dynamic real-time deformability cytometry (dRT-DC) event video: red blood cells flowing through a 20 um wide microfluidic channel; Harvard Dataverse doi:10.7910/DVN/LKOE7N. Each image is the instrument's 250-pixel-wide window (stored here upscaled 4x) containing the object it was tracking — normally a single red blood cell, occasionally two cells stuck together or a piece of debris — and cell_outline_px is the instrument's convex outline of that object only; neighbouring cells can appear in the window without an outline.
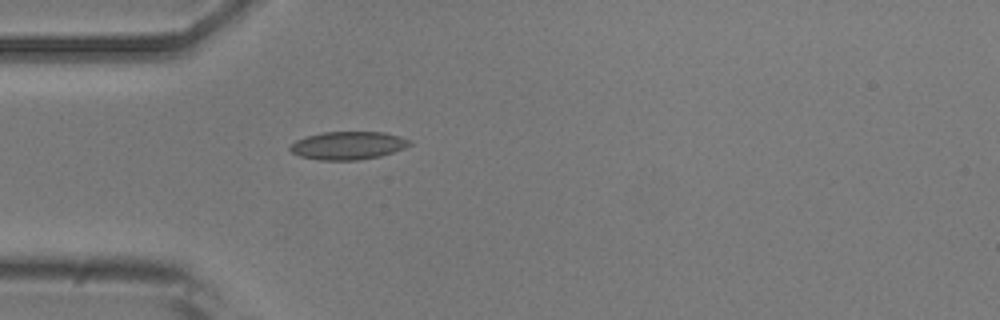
{"species": "common noctule bat (a hibernating species)", "species_latin": "Nyctalus noctula", "temperature_condition": "room temperature", "stored_images_in_passage": 1, "camera_frame_rate_fps": 3000, "um_per_image_px": 0.085, "animal": {"sex": "male", "body_mass_g": 20.5, "forearm_length_mm": 52.5}, "frame": {"image": 1, "passage_image": 1, "time_ms": 0.0, "image_size_px": [1000, 320], "cell_outline_px": [[412, 144], [404, 148], [380, 156], [356, 160], [320, 160], [300, 156], [292, 152], [288, 148], [296, 140], [308, 136], [324, 132], [384, 132], [400, 136], [408, 140]], "centroid_in_image_um": [29.58, 12.37], "position_along_channel_um": 55.4, "area_um2": 19.31}}